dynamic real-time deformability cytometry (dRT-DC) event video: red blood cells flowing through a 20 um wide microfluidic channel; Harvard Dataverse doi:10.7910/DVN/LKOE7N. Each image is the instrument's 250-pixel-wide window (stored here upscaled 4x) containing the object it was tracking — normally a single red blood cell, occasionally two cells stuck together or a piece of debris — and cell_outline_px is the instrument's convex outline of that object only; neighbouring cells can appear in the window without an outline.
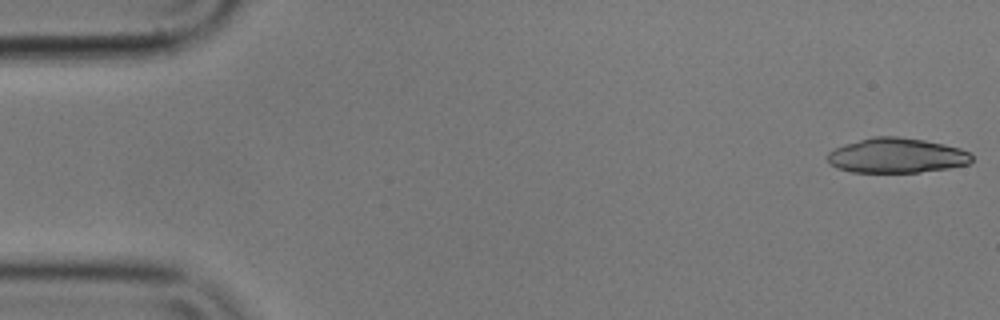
{"species": "common noctule bat (a hibernating species)", "species_latin": "Nyctalus noctula", "temperature_condition": "cold", "stored_images_in_passage": 50, "camera_frame_rate_fps": 3000, "um_per_image_px": 0.085, "animal": {"sex": "male", "body_mass_g": 17.9}, "frame": {"image": 1, "passage_image": 1, "time_ms": 0.0, "image_size_px": [1000, 320], "cell_outline_px": [[972, 160], [968, 164], [948, 168], [920, 172], [852, 172], [836, 168], [828, 160], [828, 152], [844, 144], [872, 136], [896, 136], [924, 140], [960, 148], [968, 152], [972, 156]], "centroid_in_image_um": [76.2, 13.22], "position_along_channel_um": 8.8, "area_um2": 29.19}}